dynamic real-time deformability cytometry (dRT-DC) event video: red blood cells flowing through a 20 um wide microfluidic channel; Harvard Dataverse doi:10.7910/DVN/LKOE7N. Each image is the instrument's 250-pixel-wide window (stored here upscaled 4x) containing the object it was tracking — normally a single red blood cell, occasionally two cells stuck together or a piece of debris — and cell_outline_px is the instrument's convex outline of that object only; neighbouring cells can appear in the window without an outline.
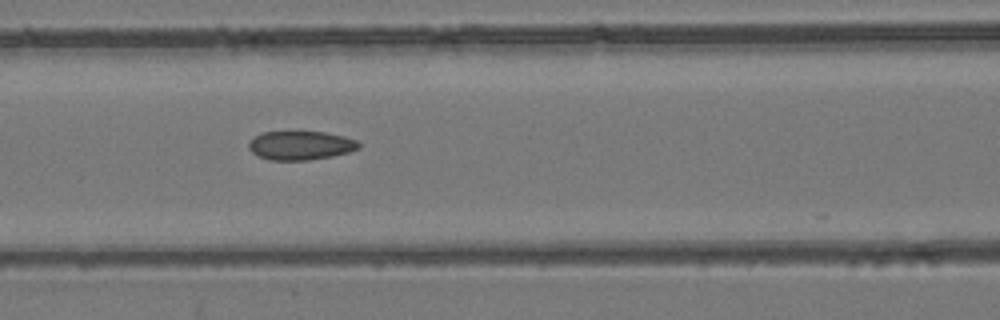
{"species": "common noctule bat (a hibernating species)", "species_latin": "Nyctalus noctula", "temperature_condition": "room temperature", "stored_images_in_passage": 6, "camera_frame_rate_fps": 3000, "um_per_image_px": 0.085, "animal": {"sex": "female", "body_mass_g": 24.6, "forearm_length_mm": 56.2}, "frame": {"image": 1, "passage_image": 6, "time_ms": 7.0, "image_size_px": [1000, 320], "cell_outline_px": [[360, 148], [348, 152], [332, 156], [308, 160], [268, 160], [252, 152], [248, 148], [248, 144], [256, 136], [264, 132], [324, 132], [344, 136], [356, 140], [360, 144]], "centroid_in_image_um": [25.57, 12.37], "position_along_channel_um": 141.0, "area_um2": 18.32}}